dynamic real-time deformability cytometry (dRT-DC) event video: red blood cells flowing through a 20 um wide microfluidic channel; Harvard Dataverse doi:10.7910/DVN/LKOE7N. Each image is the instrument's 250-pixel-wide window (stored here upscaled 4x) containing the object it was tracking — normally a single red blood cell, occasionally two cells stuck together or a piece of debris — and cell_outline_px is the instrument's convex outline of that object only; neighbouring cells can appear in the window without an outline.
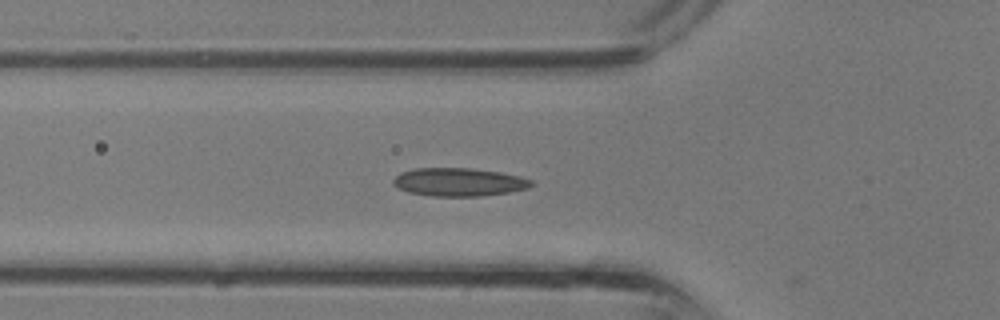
{"species": "common noctule bat (a hibernating species)", "species_latin": "Nyctalus noctula", "temperature_condition": "room temperature", "stored_images_in_passage": 28, "camera_frame_rate_fps": 3000, "um_per_image_px": 0.085, "animal": {"sex": "male", "body_mass_g": 13.3}, "frame": {"image": 1, "passage_image": 4, "time_ms": 1.0, "image_size_px": [1000, 320], "cell_outline_px": [[532, 184], [528, 188], [508, 192], [480, 196], [432, 196], [408, 192], [396, 188], [392, 184], [392, 180], [400, 172], [416, 168], [472, 168], [500, 172], [520, 176], [532, 180]], "centroid_in_image_um": [38.96, 15.47], "position_along_channel_um": 86.8, "area_um2": 22.77}}
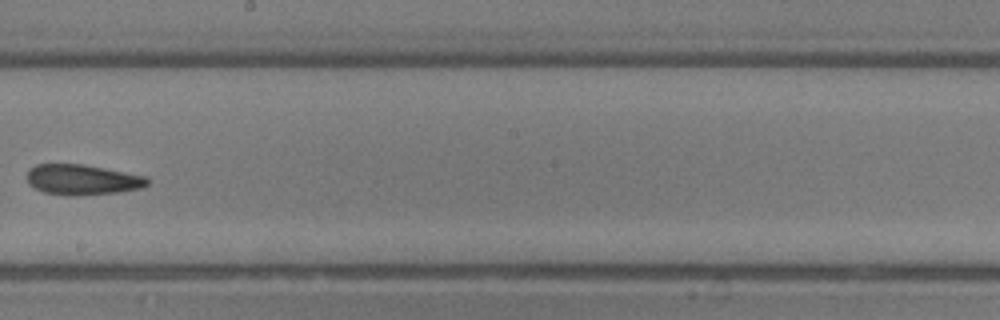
{"frame": {"image": 2, "passage_image": 12, "time_ms": 3.667, "image_size_px": [1000, 320], "cell_outline_px": [[148, 184], [140, 188], [116, 192], [80, 196], [68, 196], [44, 192], [28, 184], [28, 168], [36, 164], [84, 164], [144, 176], [148, 180]], "centroid_in_image_um": [6.95, 15.27], "position_along_channel_um": 241.3, "area_um2": 21.21}}
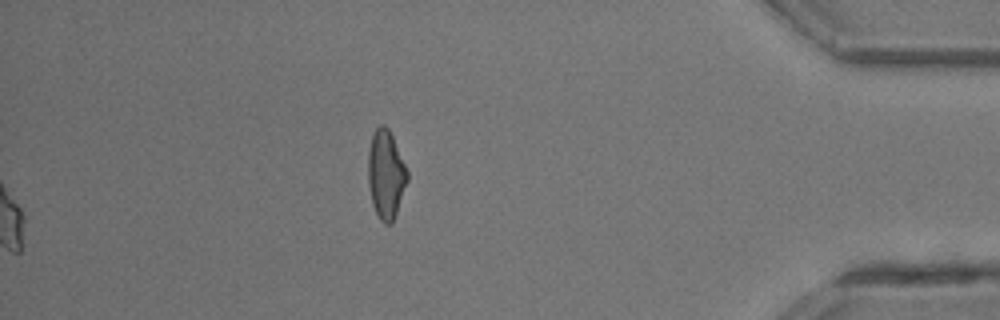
{"frame": {"image": 3, "passage_image": 28, "time_ms": 9.0, "image_size_px": [1000, 320], "cell_outline_px": [[408, 180], [392, 224], [384, 224], [380, 220], [372, 204], [368, 184], [368, 152], [372, 136], [376, 128], [380, 124], [384, 124], [388, 128], [392, 136], [408, 172]], "centroid_in_image_um": [32.79, 14.84], "position_along_channel_um": 402.4, "area_um2": 20.11}}